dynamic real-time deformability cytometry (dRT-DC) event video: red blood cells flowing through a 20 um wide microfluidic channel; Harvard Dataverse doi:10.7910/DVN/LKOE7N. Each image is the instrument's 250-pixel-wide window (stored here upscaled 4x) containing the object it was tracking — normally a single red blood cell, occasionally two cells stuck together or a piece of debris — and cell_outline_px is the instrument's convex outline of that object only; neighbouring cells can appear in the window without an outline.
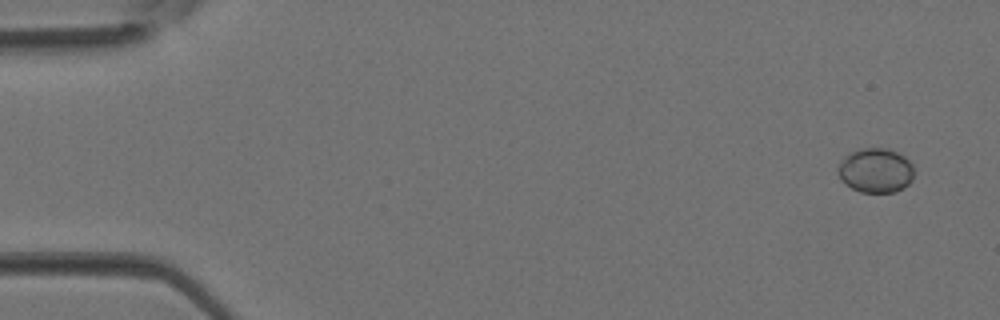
{"species": "Egyptian fruit bat (a non-hibernating species)", "species_latin": "Rousettus aegyptiacus", "temperature_condition": "room temperature", "stored_images_in_passage": 3, "camera_frame_rate_fps": 3000, "um_per_image_px": 0.085, "animal": {"sex": "female"}, "frame": {"image": 1, "passage_image": 1, "time_ms": 0.0, "image_size_px": [1000, 320], "cell_outline_px": [[912, 180], [904, 188], [896, 192], [860, 192], [844, 184], [836, 168], [844, 156], [848, 152], [860, 148], [888, 148], [904, 156], [912, 164]], "centroid_in_image_um": [74.4, 14.48], "position_along_channel_um": 10.6, "area_um2": 19.88}}